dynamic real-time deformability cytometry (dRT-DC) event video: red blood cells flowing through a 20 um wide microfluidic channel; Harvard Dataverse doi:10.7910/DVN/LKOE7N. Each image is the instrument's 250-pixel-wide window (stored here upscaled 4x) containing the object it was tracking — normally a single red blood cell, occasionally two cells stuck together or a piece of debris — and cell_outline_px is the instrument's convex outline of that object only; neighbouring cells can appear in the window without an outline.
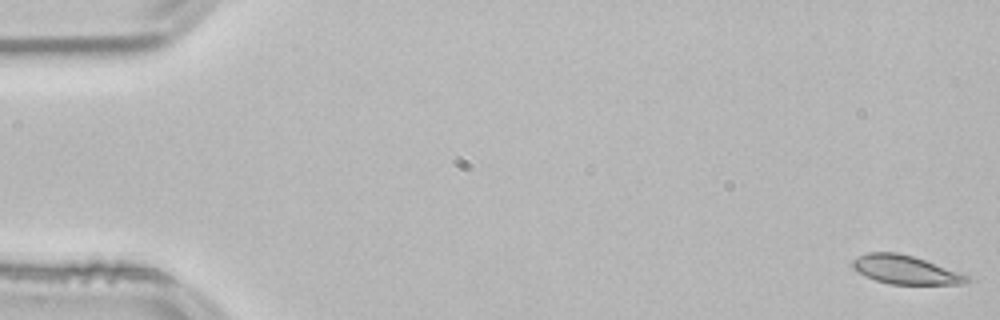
{"species": "common noctule bat (a hibernating species)", "species_latin": "Nyctalus noctula", "temperature_condition": "room temperature", "stored_images_in_passage": 54, "camera_frame_rate_fps": 3000, "um_per_image_px": 0.085, "animal": {"sex": "male", "body_mass_g": 21.5, "forearm_length_mm": 52.0}, "frame": {"image": 1, "passage_image": 1, "time_ms": 0.0, "image_size_px": [1000, 320], "cell_outline_px": [[968, 280], [960, 284], [892, 284], [876, 280], [864, 276], [852, 268], [852, 260], [856, 256], [868, 252], [896, 252], [912, 256], [924, 260], [968, 276]], "centroid_in_image_um": [76.85, 22.92], "position_along_channel_um": 8.2, "area_um2": 18.73}}
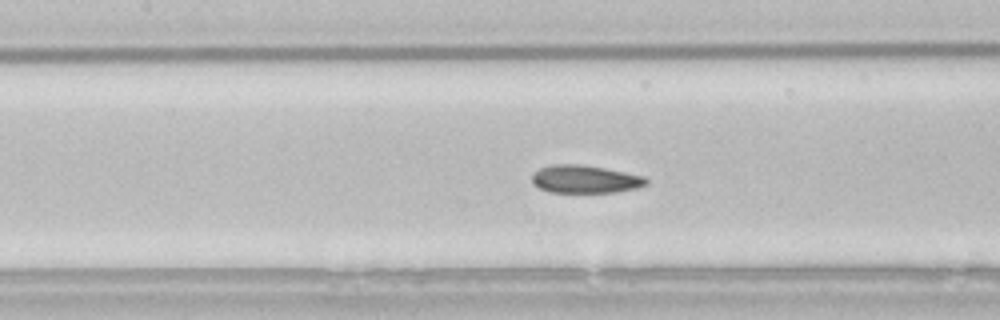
{"frame": {"image": 2, "passage_image": 24, "time_ms": 7.667, "image_size_px": [1000, 320], "cell_outline_px": [[648, 184], [636, 188], [616, 192], [548, 192], [532, 184], [532, 172], [540, 168], [552, 164], [580, 164], [604, 168], [644, 176], [648, 180]], "centroid_in_image_um": [49.7, 15.23], "position_along_channel_um": 157.7, "area_um2": 18.61}}
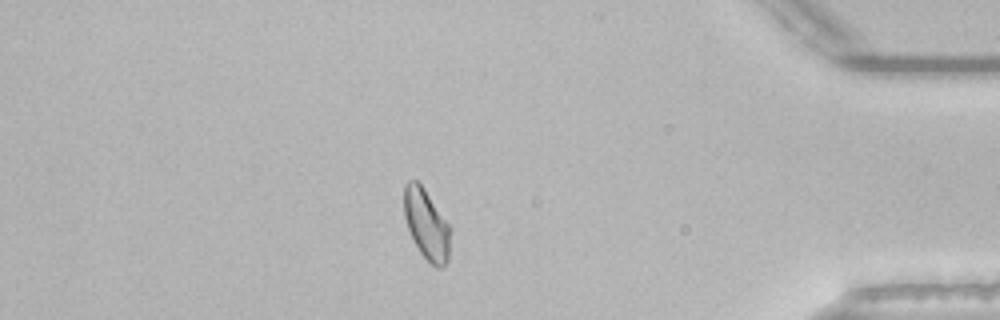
{"frame": {"image": 3, "passage_image": 46, "time_ms": 15.0, "image_size_px": [1000, 320], "cell_outline_px": [[452, 228], [448, 260], [444, 268], [436, 268], [420, 252], [408, 228], [404, 216], [404, 184], [408, 180], [416, 180], [424, 188]], "centroid_in_image_um": [36.28, 19.08], "position_along_channel_um": 398.9, "area_um2": 19.07}, "authors_computed_cell_mechanics": {"area_um2": 19.0162, "velocity_mm_per_s": 3.8185, "shape_relaxation_time_tau1_ms": 2.9168, "shape_relaxation_time_tau2_ms": 2.0021, "deformation_change_tau1": 0.1153, "deformation_change_tau2": 0.0725}}